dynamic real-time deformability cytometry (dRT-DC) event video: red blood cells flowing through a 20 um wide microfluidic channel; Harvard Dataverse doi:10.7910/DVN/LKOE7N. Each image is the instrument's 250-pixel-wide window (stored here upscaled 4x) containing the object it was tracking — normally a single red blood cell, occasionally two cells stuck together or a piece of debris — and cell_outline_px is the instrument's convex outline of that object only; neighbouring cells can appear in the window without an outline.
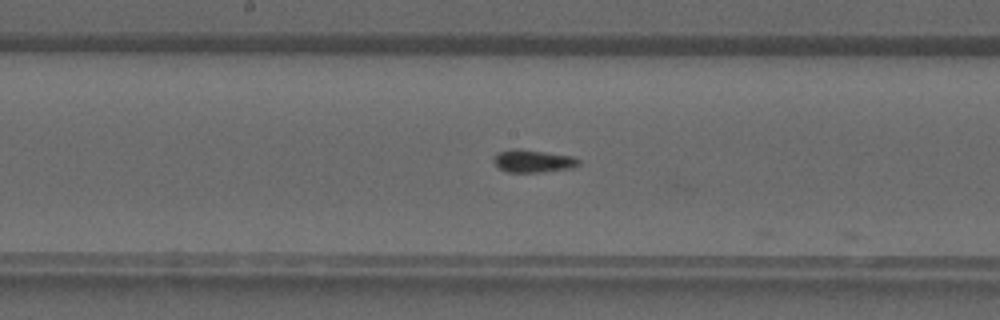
{"species": "common noctule bat (a hibernating species)", "species_latin": "Nyctalus noctula", "temperature_condition": "warm", "stored_images_in_passage": 33, "camera_frame_rate_fps": 3000, "um_per_image_px": 0.085, "animal": {"sex": "male", "forearm_length_mm": 52.5}, "frame": {"image": 1, "passage_image": 19, "time_ms": 6.0, "image_size_px": [1000, 320], "cell_outline_px": [[580, 164], [572, 168], [544, 172], [508, 172], [500, 168], [492, 160], [496, 152], [512, 148], [516, 148], [572, 156], [580, 160]], "centroid_in_image_um": [45.29, 13.68], "position_along_channel_um": 202.9, "area_um2": 11.27}}
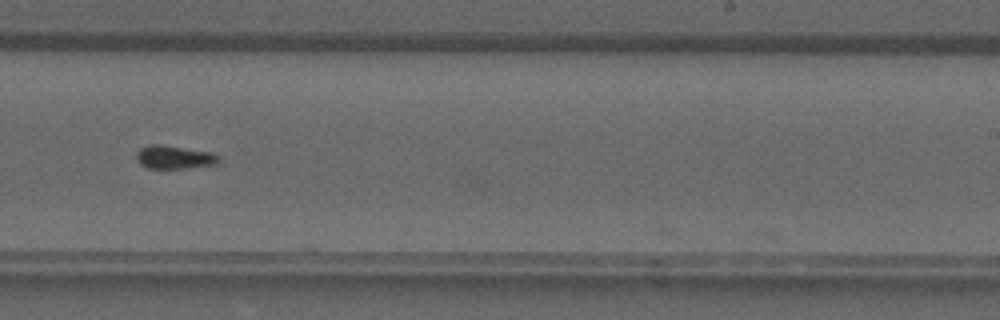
{"frame": {"image": 2, "passage_image": 23, "time_ms": 7.333, "image_size_px": [1000, 320], "cell_outline_px": [[220, 160], [216, 164], [184, 168], [148, 168], [140, 164], [136, 156], [136, 152], [140, 148], [148, 144], [160, 144], [212, 152], [220, 156]], "centroid_in_image_um": [14.81, 13.35], "position_along_channel_um": 274.2, "area_um2": 11.21}}
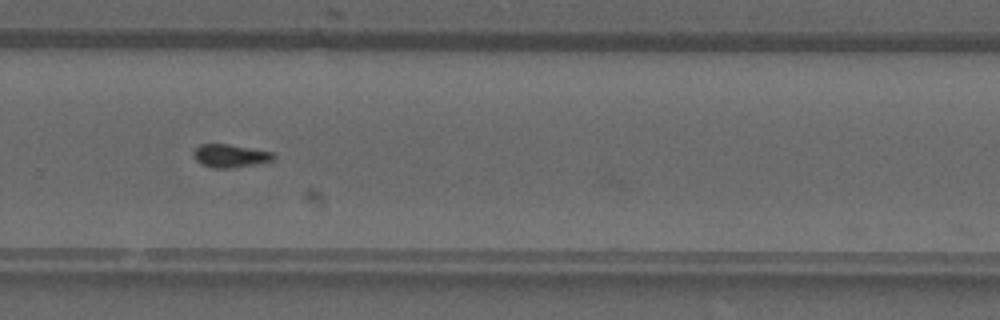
{"frame": {"image": 3, "passage_image": 25, "time_ms": 8.0, "image_size_px": [1000, 320], "cell_outline_px": [[276, 156], [272, 160], [252, 164], [228, 168], [212, 168], [200, 164], [196, 160], [192, 152], [200, 144], [228, 144], [276, 152]], "centroid_in_image_um": [19.56, 13.23], "position_along_channel_um": 310.2, "area_um2": 10.75}}